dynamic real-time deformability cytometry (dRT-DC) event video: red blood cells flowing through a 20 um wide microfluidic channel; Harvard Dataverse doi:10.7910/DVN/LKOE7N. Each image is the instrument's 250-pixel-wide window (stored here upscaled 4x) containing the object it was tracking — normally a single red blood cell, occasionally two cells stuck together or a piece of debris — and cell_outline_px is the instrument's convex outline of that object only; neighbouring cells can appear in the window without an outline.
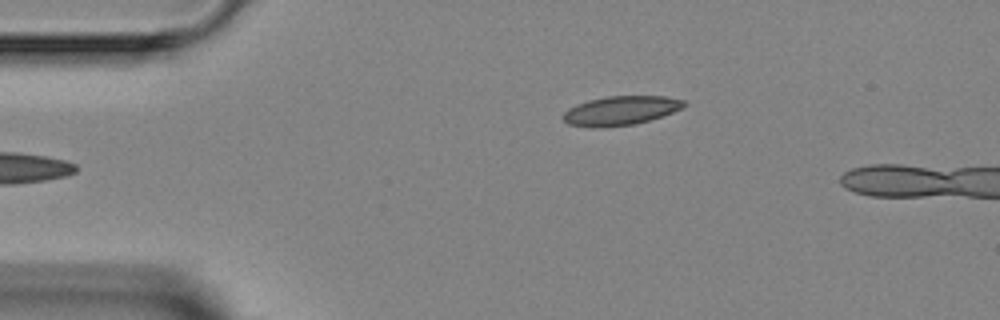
{"species": "Egyptian fruit bat (a non-hibernating species)", "species_latin": "Rousettus aegyptiacus", "temperature_condition": "room temperature", "stored_images_in_passage": 5, "camera_frame_rate_fps": 3000, "um_per_image_px": 0.085, "animal": {"sex": "female"}, "frame": {"image": 1, "passage_image": 5, "time_ms": 4.667, "image_size_px": [1000, 320], "cell_outline_px": [[688, 104], [672, 112], [636, 124], [592, 128], [568, 124], [564, 120], [564, 112], [568, 108], [576, 104], [588, 100], [608, 96], [664, 96], [684, 100]], "centroid_in_image_um": [52.73, 9.4], "position_along_channel_um": 32.3, "area_um2": 20.35}}